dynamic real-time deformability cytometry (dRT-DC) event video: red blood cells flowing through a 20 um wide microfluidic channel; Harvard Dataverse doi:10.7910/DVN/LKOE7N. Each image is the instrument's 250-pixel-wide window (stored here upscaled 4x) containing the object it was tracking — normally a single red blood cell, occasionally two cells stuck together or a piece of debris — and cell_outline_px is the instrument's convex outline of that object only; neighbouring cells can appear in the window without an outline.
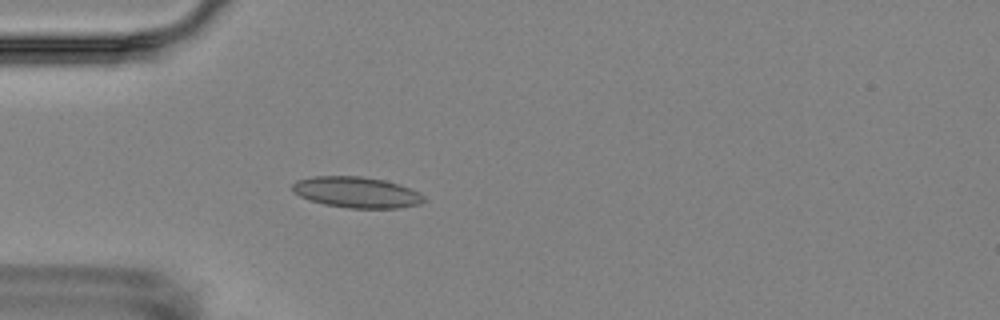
{"species": "Egyptian fruit bat (a non-hibernating species)", "species_latin": "Rousettus aegyptiacus", "temperature_condition": "room temperature", "stored_images_in_passage": 5, "camera_frame_rate_fps": 3000, "um_per_image_px": 0.085, "animal": {"sex": "female"}, "frame": {"image": 1, "passage_image": 5, "time_ms": 4.667, "image_size_px": [1000, 320], "cell_outline_px": [[428, 200], [420, 204], [400, 208], [348, 208], [324, 204], [308, 200], [292, 192], [292, 184], [296, 180], [312, 176], [360, 176], [384, 180], [408, 188], [424, 196]], "centroid_in_image_um": [30.27, 16.35], "position_along_channel_um": 54.7, "area_um2": 23.76}}